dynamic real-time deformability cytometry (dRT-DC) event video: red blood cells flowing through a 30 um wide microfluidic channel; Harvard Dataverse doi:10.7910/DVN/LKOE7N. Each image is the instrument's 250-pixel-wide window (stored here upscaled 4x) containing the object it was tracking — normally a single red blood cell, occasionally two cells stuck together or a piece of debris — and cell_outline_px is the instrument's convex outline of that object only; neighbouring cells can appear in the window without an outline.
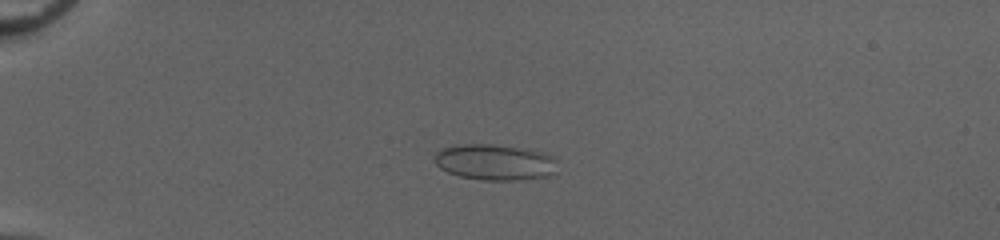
{"species": "common noctule bat (a hibernating species)", "species_latin": "Nyctalus noctula", "temperature_condition": "cold", "stored_images_in_passage": 53, "camera_frame_rate_fps": 3000, "um_per_image_px": 0.085, "animal": {"sex": "female", "body_mass_g": 20.0, "forearm_length_mm": 54.0}, "frame": {"image": 1, "passage_image": 15, "time_ms": 4.667, "image_size_px": [1000, 240], "cell_outline_px": [[556, 172], [548, 176], [516, 180], [484, 180], [460, 176], [448, 172], [440, 168], [436, 164], [436, 152], [444, 148], [464, 144], [492, 144], [528, 148], [552, 156], [556, 160]], "centroid_in_image_um": [42.1, 13.78], "position_along_channel_um": 42.9, "area_um2": 25.61}}
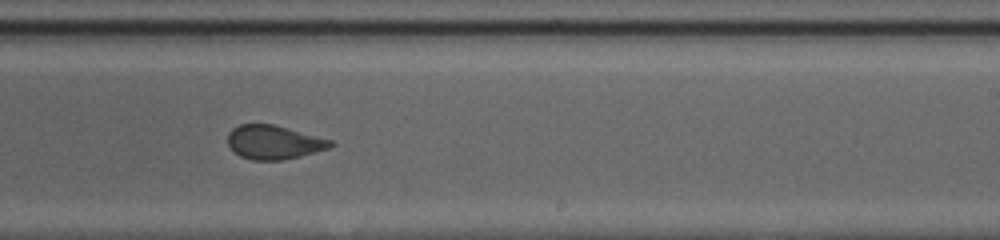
{"frame": {"image": 2, "passage_image": 35, "time_ms": 11.333, "image_size_px": [1000, 240], "cell_outline_px": [[336, 144], [332, 148], [284, 160], [252, 160], [240, 156], [228, 144], [228, 132], [232, 128], [240, 124], [272, 124], [332, 140]], "centroid_in_image_um": [23.3, 12.09], "position_along_channel_um": 265.7, "area_um2": 20.29}}
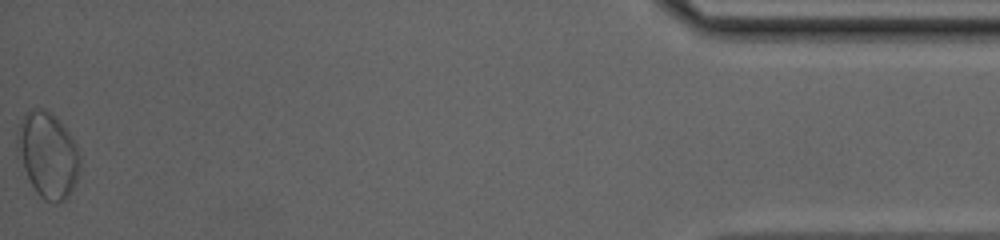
{"frame": {"image": 3, "passage_image": 53, "time_ms": 17.333, "image_size_px": [1000, 240], "cell_outline_px": [[80, 168], [76, 180], [68, 196], [64, 200], [56, 204], [44, 200], [36, 192], [24, 168], [16, 140], [16, 132], [24, 112], [32, 108], [44, 108], [52, 112], [56, 116], [72, 136], [80, 156]], "centroid_in_image_um": [4.07, 13.12], "position_along_channel_um": 431.1, "area_um2": 31.21}}